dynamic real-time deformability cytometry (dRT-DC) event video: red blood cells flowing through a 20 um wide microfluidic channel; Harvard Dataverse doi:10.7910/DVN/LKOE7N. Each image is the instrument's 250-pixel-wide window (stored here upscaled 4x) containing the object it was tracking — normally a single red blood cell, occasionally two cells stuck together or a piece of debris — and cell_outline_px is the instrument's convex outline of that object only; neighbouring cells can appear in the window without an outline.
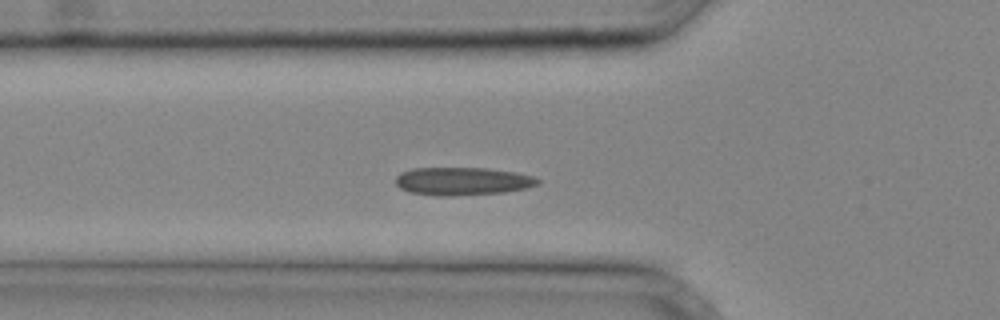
{"species": "common noctule bat (a hibernating species)", "species_latin": "Nyctalus noctula", "temperature_condition": "cold", "stored_images_in_passage": 25, "camera_frame_rate_fps": 3000, "um_per_image_px": 0.085, "animal": {"sex": "male", "body_mass_g": 20.4}, "frame": {"image": 1, "passage_image": 2, "time_ms": 0.333, "image_size_px": [1000, 320], "cell_outline_px": [[528, 180], [524, 184], [508, 188], [468, 192], [432, 192], [408, 188], [400, 184], [400, 180], [404, 176], [480, 172], [484, 172], [508, 176]], "centroid_in_image_um": [39.15, 15.49], "position_along_channel_um": 86.6, "area_um2": 13.76}}
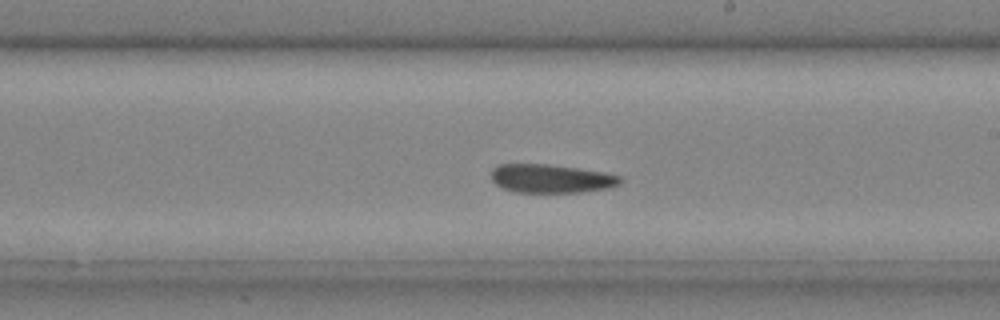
{"frame": {"image": 2, "passage_image": 11, "time_ms": 3.333, "image_size_px": [1000, 320], "cell_outline_px": [[612, 180], [604, 184], [568, 188], [532, 188], [508, 184], [500, 180], [496, 176], [496, 172], [500, 168], [544, 168], [580, 172], [604, 176]], "centroid_in_image_um": [46.64, 15.14], "position_along_channel_um": 242.4, "area_um2": 12.72}}
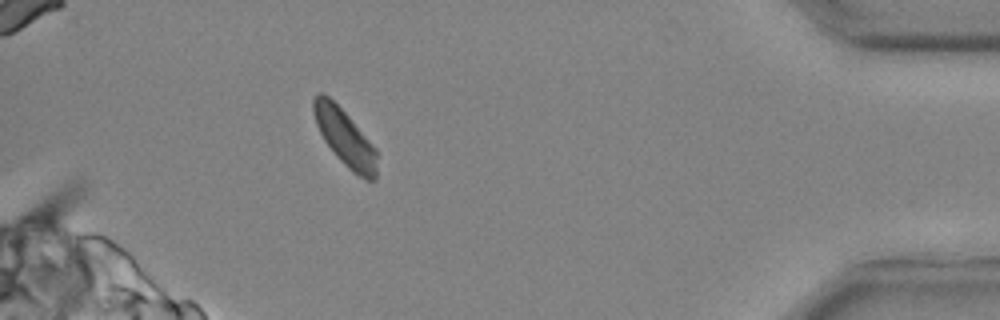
{"frame": {"image": 3, "passage_image": 23, "time_ms": 7.333, "image_size_px": [1000, 320], "cell_outline_px": [[368, 176], [352, 168], [336, 152], [320, 128], [316, 116], [316, 100], [320, 96], [324, 96], [348, 120], [368, 148]], "centroid_in_image_um": [29.08, 11.53], "position_along_channel_um": 406.1, "area_um2": 14.39}}